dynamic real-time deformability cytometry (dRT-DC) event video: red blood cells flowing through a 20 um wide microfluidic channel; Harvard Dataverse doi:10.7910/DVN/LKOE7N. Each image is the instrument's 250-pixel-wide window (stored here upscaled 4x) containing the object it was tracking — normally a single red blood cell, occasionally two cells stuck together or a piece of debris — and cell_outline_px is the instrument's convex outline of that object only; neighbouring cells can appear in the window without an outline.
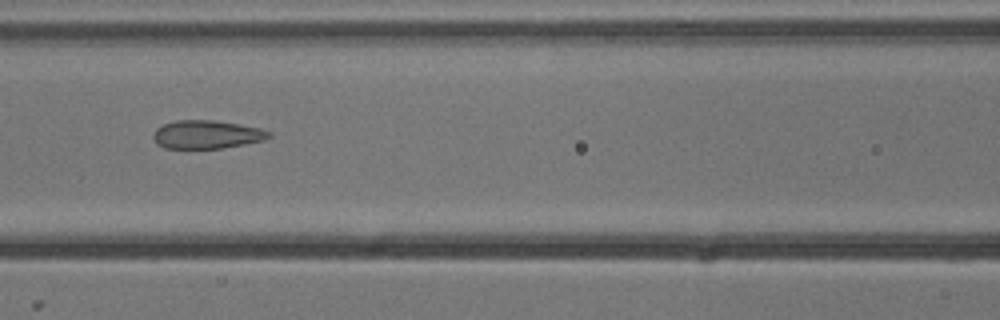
{"species": "common noctule bat (a hibernating species)", "species_latin": "Nyctalus noctula", "temperature_condition": "cold", "stored_images_in_passage": 7, "camera_frame_rate_fps": 3000, "um_per_image_px": 0.085, "animal": {"sex": "male", "body_mass_g": 13.3}, "frame": {"image": 1, "passage_image": 5, "time_ms": 1.333, "image_size_px": [1000, 320], "cell_outline_px": [[272, 136], [264, 140], [244, 144], [220, 148], [164, 148], [156, 144], [152, 136], [156, 128], [164, 124], [176, 120], [212, 120], [240, 124], [260, 128], [272, 132]], "centroid_in_image_um": [17.57, 11.43], "position_along_channel_um": 149.0, "area_um2": 19.13}}
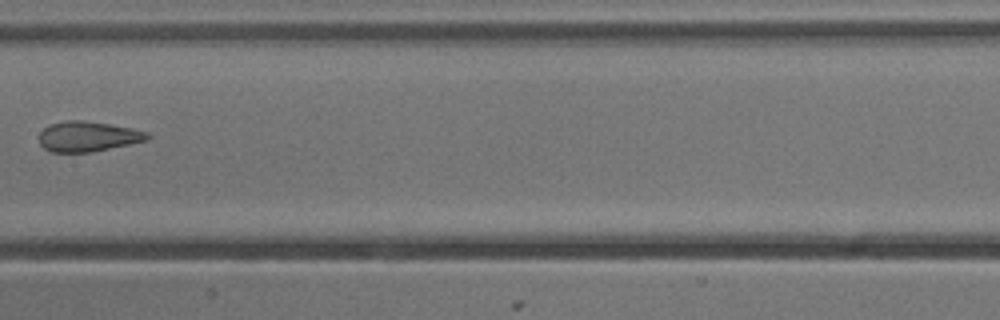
{"frame": {"image": 2, "passage_image": 6, "time_ms": 1.667, "image_size_px": [1000, 320], "cell_outline_px": [[152, 136], [148, 140], [92, 152], [52, 152], [44, 148], [40, 144], [40, 132], [48, 124], [68, 120], [84, 120], [108, 124], [148, 132]], "centroid_in_image_um": [7.46, 11.6], "position_along_channel_um": 199.9, "area_um2": 18.96}}
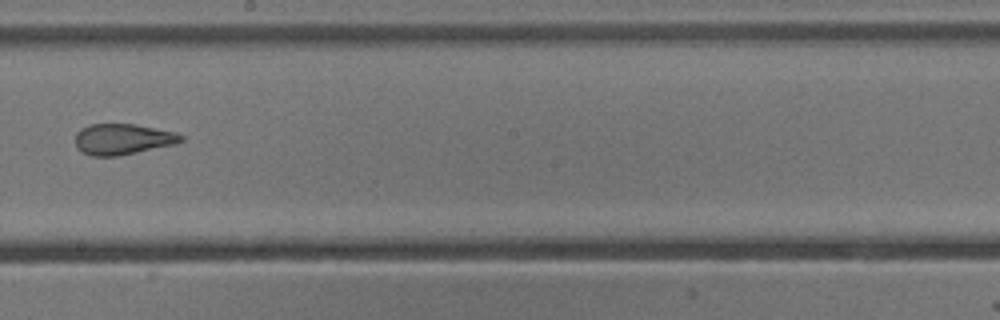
{"frame": {"image": 3, "passage_image": 7, "time_ms": 2.0, "image_size_px": [1000, 320], "cell_outline_px": [[184, 140], [176, 144], [116, 156], [92, 156], [76, 148], [76, 132], [80, 128], [88, 124], [132, 124], [176, 132], [184, 136]], "centroid_in_image_um": [10.42, 11.82], "position_along_channel_um": 237.8, "area_um2": 18.96}}